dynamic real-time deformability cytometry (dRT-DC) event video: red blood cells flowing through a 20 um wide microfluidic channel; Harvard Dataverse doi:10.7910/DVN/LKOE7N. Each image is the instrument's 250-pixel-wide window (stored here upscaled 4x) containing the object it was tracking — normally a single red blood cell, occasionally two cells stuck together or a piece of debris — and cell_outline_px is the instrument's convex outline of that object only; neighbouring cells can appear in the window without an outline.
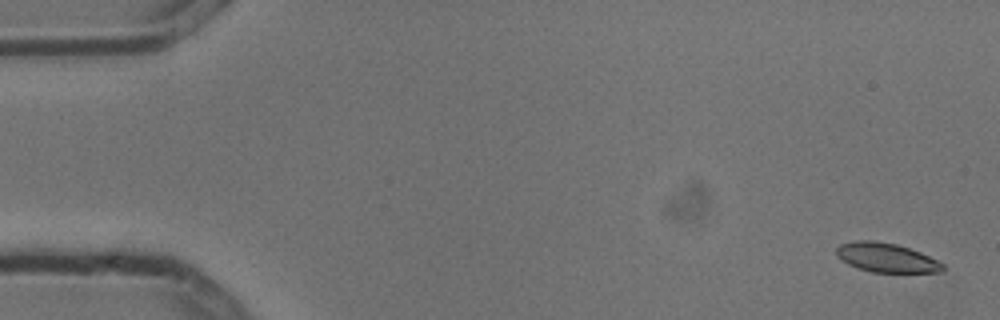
{"species": "common noctule bat (a hibernating species)", "species_latin": "Nyctalus noctula", "temperature_condition": "cold", "stored_images_in_passage": 5, "camera_frame_rate_fps": 3000, "um_per_image_px": 0.085, "animal": {"sex": "male", "body_mass_g": 13.3}, "frame": {"image": 1, "passage_image": 1, "time_ms": 0.0, "image_size_px": [1000, 320], "cell_outline_px": [[944, 268], [940, 272], [872, 272], [856, 268], [848, 264], [836, 256], [836, 248], [840, 244], [856, 240], [872, 240], [896, 244], [920, 252], [944, 264]], "centroid_in_image_um": [75.29, 21.9], "position_along_channel_um": 9.7, "area_um2": 18.03}}
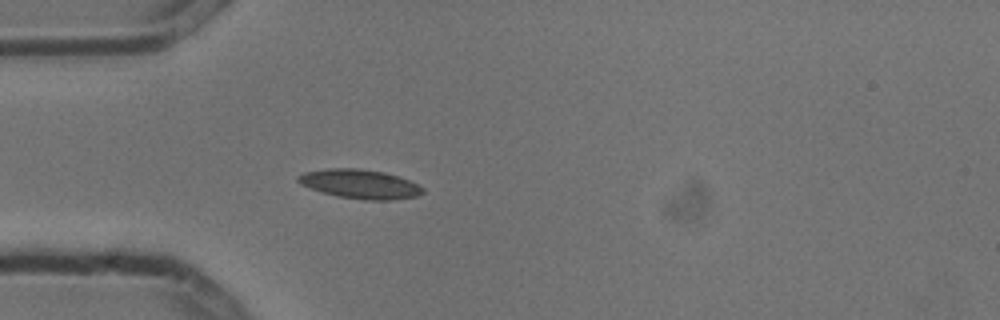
{"frame": {"image": 2, "passage_image": 5, "time_ms": 1.333, "image_size_px": [1000, 320], "cell_outline_px": [[424, 192], [416, 196], [388, 200], [364, 200], [336, 196], [320, 192], [300, 184], [296, 180], [296, 176], [304, 172], [328, 168], [360, 168], [384, 172], [408, 180], [424, 188]], "centroid_in_image_um": [30.54, 15.64], "position_along_channel_um": 54.5, "area_um2": 21.21}}